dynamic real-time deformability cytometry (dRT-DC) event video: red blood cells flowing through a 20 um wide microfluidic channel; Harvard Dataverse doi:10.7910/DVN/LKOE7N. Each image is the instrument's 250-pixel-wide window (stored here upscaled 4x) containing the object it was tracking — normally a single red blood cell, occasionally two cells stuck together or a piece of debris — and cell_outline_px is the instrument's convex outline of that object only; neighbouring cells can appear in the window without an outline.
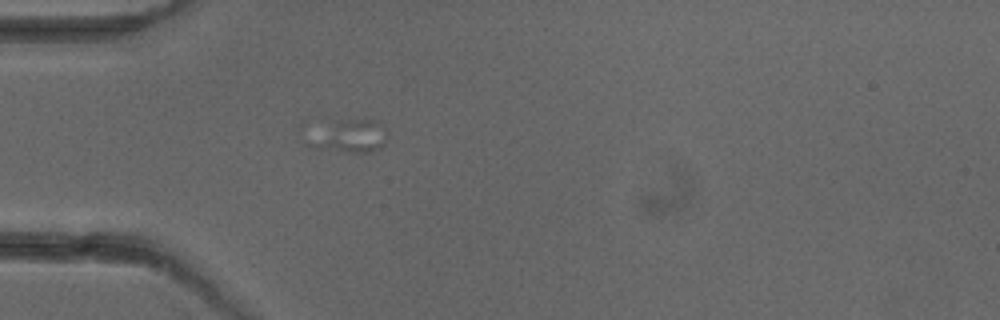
{"species": "common noctule bat (a hibernating species)", "species_latin": "Nyctalus noctula", "temperature_condition": "cold", "stored_images_in_passage": 1, "camera_frame_rate_fps": 3000, "um_per_image_px": 0.085, "animal": {"sex": "female"}, "frame": {"image": 1, "passage_image": 1, "time_ms": 0.0, "image_size_px": [1000, 320], "cell_outline_px": [[388, 136], [384, 144], [368, 152], [352, 152], [316, 148], [312, 144], [336, 120], [364, 116], [376, 120], [384, 128]], "centroid_in_image_um": [29.99, 11.52], "position_along_channel_um": 55.0, "area_um2": 13.99}}